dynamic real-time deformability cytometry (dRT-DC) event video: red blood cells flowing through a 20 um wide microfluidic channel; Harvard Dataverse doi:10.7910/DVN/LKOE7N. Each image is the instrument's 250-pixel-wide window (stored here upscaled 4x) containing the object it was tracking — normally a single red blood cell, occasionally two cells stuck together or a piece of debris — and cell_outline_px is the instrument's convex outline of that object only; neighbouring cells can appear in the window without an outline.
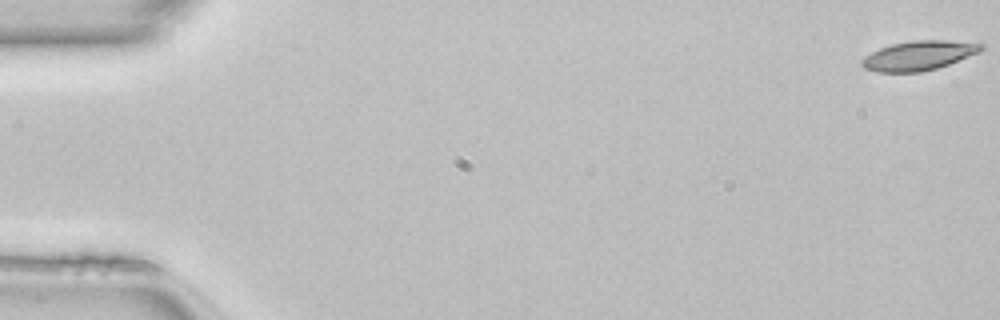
{"species": "common noctule bat (a hibernating species)", "species_latin": "Nyctalus noctula", "temperature_condition": "room temperature", "stored_images_in_passage": 50, "camera_frame_rate_fps": 3000, "um_per_image_px": 0.085, "animal": {"sex": "female", "body_mass_g": 22.7, "forearm_length_mm": 54.2}, "frame": {"image": 1, "passage_image": 1, "time_ms": 0.0, "image_size_px": [1000, 320], "cell_outline_px": [[984, 48], [980, 52], [948, 64], [936, 68], [920, 72], [876, 72], [864, 68], [860, 64], [860, 60], [864, 56], [880, 48], [892, 44], [912, 40], [944, 40], [984, 44]], "centroid_in_image_um": [78.06, 4.72], "position_along_channel_um": 6.9, "area_um2": 20.4}}
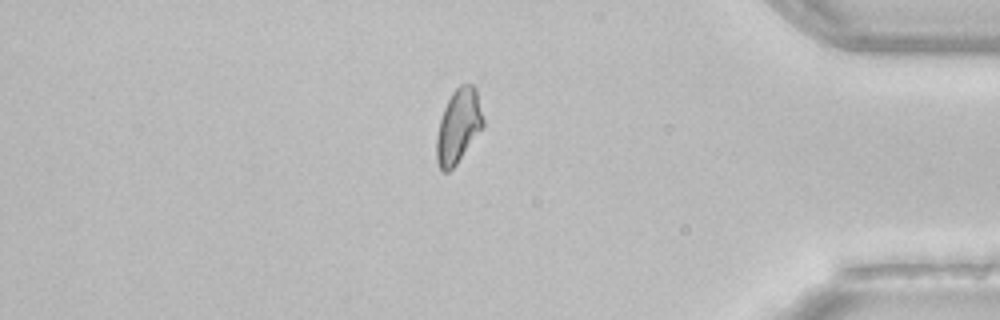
{"frame": {"image": 2, "passage_image": 43, "time_ms": 14.0, "image_size_px": [1000, 320], "cell_outline_px": [[484, 124], [456, 164], [448, 172], [444, 172], [440, 168], [436, 160], [436, 136], [440, 120], [444, 108], [452, 92], [460, 84], [472, 84], [476, 88], [484, 120]], "centroid_in_image_um": [38.95, 10.69], "position_along_channel_um": 396.3, "area_um2": 19.83}}
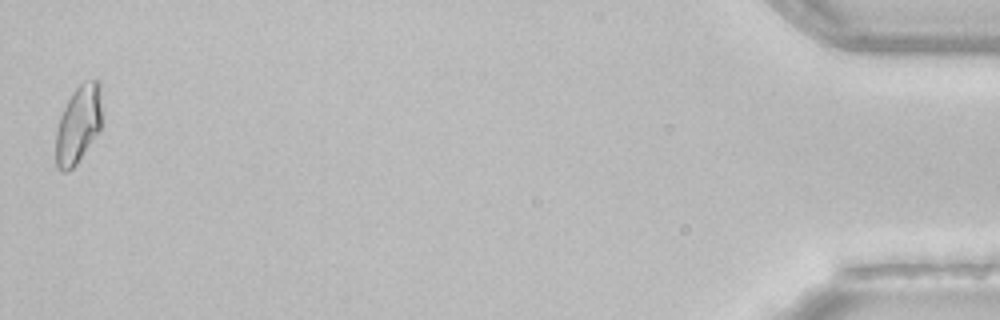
{"frame": {"image": 3, "passage_image": 50, "time_ms": 16.333, "image_size_px": [1000, 320], "cell_outline_px": [[104, 116], [100, 132], [76, 164], [72, 168], [64, 172], [60, 172], [56, 168], [56, 132], [60, 116], [72, 92], [84, 80], [100, 80]], "centroid_in_image_um": [6.71, 10.55], "position_along_channel_um": 428.5, "area_um2": 21.62}}